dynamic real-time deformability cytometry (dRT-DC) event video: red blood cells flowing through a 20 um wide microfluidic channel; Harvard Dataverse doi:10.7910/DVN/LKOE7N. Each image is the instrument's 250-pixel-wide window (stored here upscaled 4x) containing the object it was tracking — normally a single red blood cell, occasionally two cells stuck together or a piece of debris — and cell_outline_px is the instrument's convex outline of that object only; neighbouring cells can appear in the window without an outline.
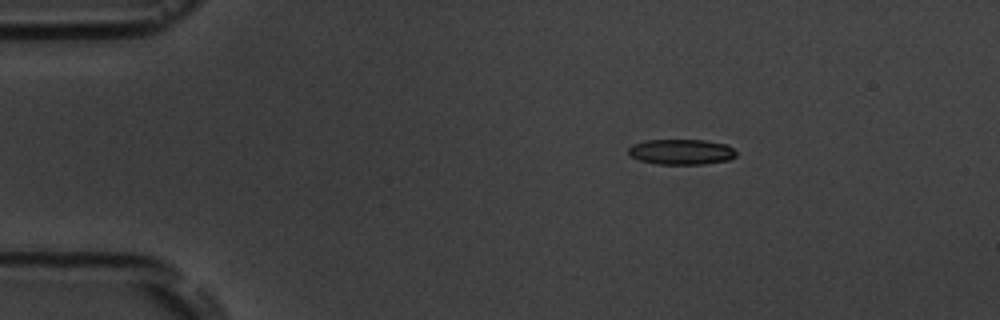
{"species": "common noctule bat (a hibernating species)", "species_latin": "Nyctalus noctula", "temperature_condition": "room temperature", "stored_images_in_passage": 5, "camera_frame_rate_fps": 3000, "um_per_image_px": 0.085, "animal": {"sex": "male", "body_mass_g": 19.5, "forearm_length_mm": 54.6}, "frame": {"image": 1, "passage_image": 3, "time_ms": 3.0, "image_size_px": [1000, 320], "cell_outline_px": [[736, 156], [728, 160], [704, 164], [656, 164], [640, 160], [632, 156], [628, 152], [628, 148], [632, 144], [644, 140], [704, 140], [728, 144], [736, 152]], "centroid_in_image_um": [57.91, 12.9], "position_along_channel_um": 27.1, "area_um2": 16.01}}